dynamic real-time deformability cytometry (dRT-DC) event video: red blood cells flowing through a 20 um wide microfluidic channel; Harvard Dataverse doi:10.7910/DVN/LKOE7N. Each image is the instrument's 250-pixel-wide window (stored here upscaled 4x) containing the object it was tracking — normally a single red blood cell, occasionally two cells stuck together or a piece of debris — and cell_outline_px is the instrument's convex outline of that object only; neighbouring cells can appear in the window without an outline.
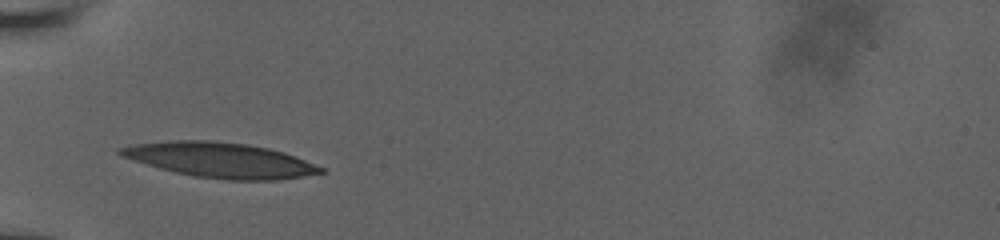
{"species": "human", "species_latin": "Homo sapiens", "temperature_condition": "room temperature", "stored_images_in_passage": 25, "camera_frame_rate_fps": 3000, "um_per_image_px": 0.085, "donor": {"sex": "male"}, "frame": {"image": 1, "passage_image": 1, "time_ms": 0.0, "image_size_px": [1000, 240], "cell_outline_px": [[328, 172], [280, 180], [228, 180], [196, 176], [176, 172], [160, 168], [124, 156], [116, 152], [116, 148], [136, 144], [168, 140], [208, 140], [248, 144], [268, 148], [284, 152], [324, 168]], "centroid_in_image_um": [18.77, 13.6], "position_along_channel_um": 66.2, "area_um2": 40.63}}
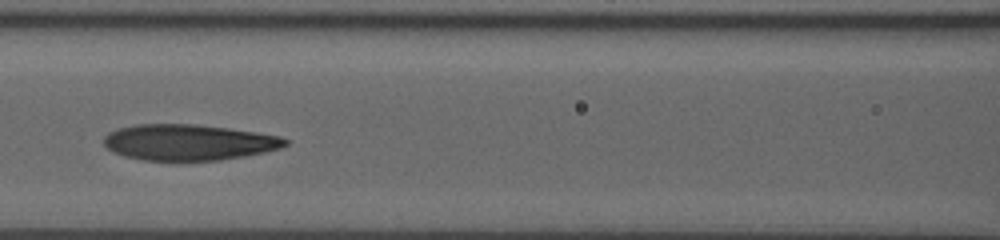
{"frame": {"image": 2, "passage_image": 16, "time_ms": 2.333, "image_size_px": [1000, 240], "cell_outline_px": [[288, 144], [280, 148], [264, 152], [244, 156], [220, 160], [144, 160], [124, 156], [112, 152], [104, 144], [104, 136], [108, 132], [116, 128], [136, 124], [196, 124], [228, 128], [256, 132], [280, 136], [288, 140]], "centroid_in_image_um": [16.01, 12.09], "position_along_channel_um": 150.6, "area_um2": 38.03}}
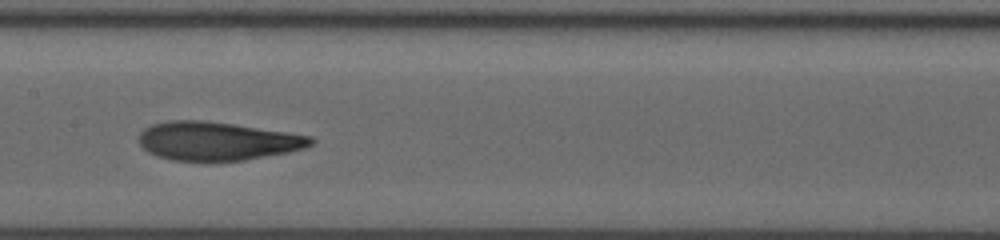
{"frame": {"image": 3, "passage_image": 23, "time_ms": 3.333, "image_size_px": [1000, 240], "cell_outline_px": [[316, 140], [312, 144], [304, 148], [288, 152], [244, 160], [172, 160], [148, 152], [140, 144], [140, 132], [144, 128], [152, 124], [168, 120], [204, 120], [288, 132], [312, 136]], "centroid_in_image_um": [18.48, 11.97], "position_along_channel_um": 188.9, "area_um2": 38.26}}